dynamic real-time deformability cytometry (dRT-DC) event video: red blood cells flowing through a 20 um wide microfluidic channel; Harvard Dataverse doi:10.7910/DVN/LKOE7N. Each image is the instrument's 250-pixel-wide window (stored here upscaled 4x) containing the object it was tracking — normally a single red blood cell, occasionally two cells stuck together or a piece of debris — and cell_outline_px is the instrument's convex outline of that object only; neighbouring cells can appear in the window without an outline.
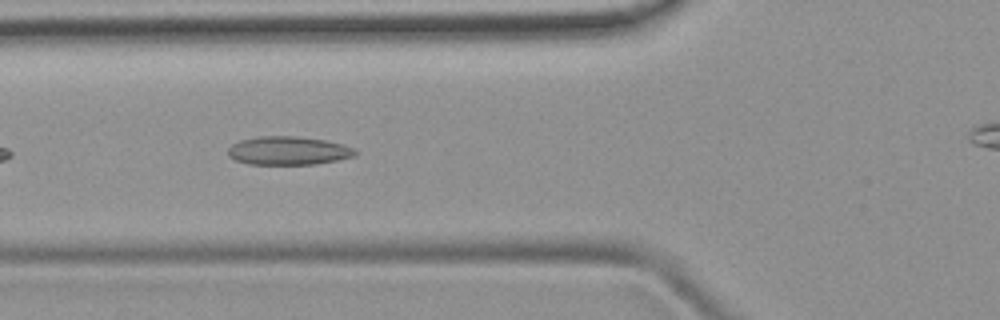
{"species": "common noctule bat (a hibernating species)", "species_latin": "Nyctalus noctula", "temperature_condition": "room temperature", "stored_images_in_passage": 8, "camera_frame_rate_fps": 3000, "um_per_image_px": 0.085, "animal": {"sex": "female", "body_mass_g": 19.9}, "frame": {"image": 1, "passage_image": 5, "time_ms": 1.333, "image_size_px": [1000, 320], "cell_outline_px": [[356, 156], [316, 164], [248, 164], [236, 160], [228, 156], [228, 148], [232, 144], [240, 140], [256, 136], [296, 136], [324, 140], [344, 144], [356, 148]], "centroid_in_image_um": [24.51, 12.8], "position_along_channel_um": 101.3, "area_um2": 21.21}}